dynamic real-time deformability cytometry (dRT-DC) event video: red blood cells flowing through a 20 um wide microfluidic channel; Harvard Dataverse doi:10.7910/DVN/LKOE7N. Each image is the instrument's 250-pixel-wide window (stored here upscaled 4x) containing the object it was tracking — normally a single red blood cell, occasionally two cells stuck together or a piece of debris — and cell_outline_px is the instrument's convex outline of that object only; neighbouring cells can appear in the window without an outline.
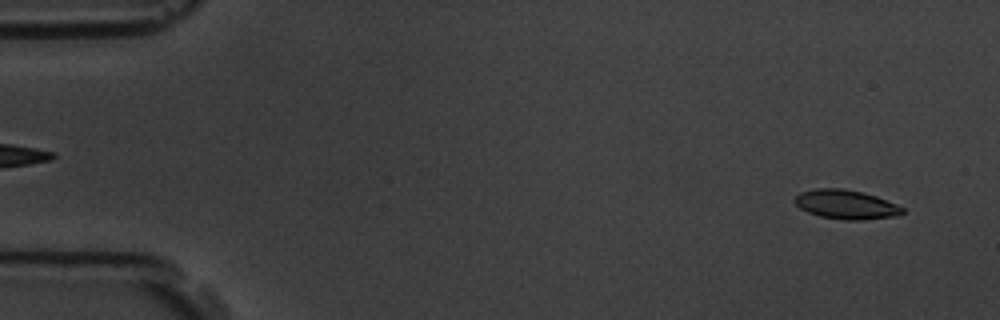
{"species": "common noctule bat (a hibernating species)", "species_latin": "Nyctalus noctula", "temperature_condition": "room temperature", "stored_images_in_passage": 5, "segment_of_instrument_passage": [2, 2], "camera_frame_rate_fps": 3000, "um_per_image_px": 0.085, "animal": {"sex": "male", "body_mass_g": 19.5, "forearm_length_mm": 54.6}, "frame": {"image": 1, "passage_image": 5, "time_ms": 5.333, "image_size_px": [1000, 320], "cell_outline_px": [[904, 212], [896, 216], [860, 220], [844, 220], [820, 216], [808, 212], [800, 208], [792, 200], [800, 192], [816, 188], [844, 188], [864, 192], [876, 196], [896, 204], [904, 208]], "centroid_in_image_um": [71.89, 17.37], "position_along_channel_um": 13.1, "area_um2": 18.38}}